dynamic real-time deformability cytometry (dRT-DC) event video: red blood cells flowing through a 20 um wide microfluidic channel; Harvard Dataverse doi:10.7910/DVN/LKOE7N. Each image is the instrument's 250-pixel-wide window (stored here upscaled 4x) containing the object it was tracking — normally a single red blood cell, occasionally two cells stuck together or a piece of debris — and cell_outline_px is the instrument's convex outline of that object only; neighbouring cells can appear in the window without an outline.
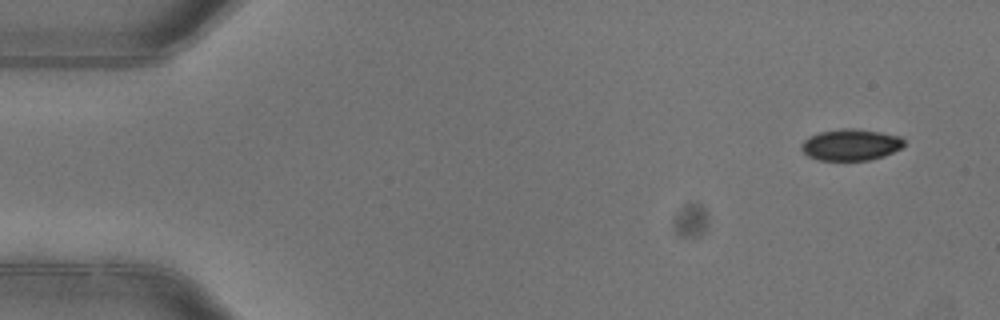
{"species": "common noctule bat (a hibernating species)", "species_latin": "Nyctalus noctula", "temperature_condition": "warm", "stored_images_in_passage": 3, "camera_frame_rate_fps": 3000, "um_per_image_px": 0.085, "animal": {"sex": "female"}, "frame": {"image": 1, "passage_image": 1, "time_ms": 0.0, "image_size_px": [1000, 320], "cell_outline_px": [[904, 144], [900, 148], [884, 156], [868, 160], [820, 160], [808, 156], [800, 148], [800, 144], [808, 136], [820, 132], [840, 128], [852, 128], [880, 132], [900, 136], [904, 140]], "centroid_in_image_um": [72.28, 12.3], "position_along_channel_um": 12.7, "area_um2": 18.79}}
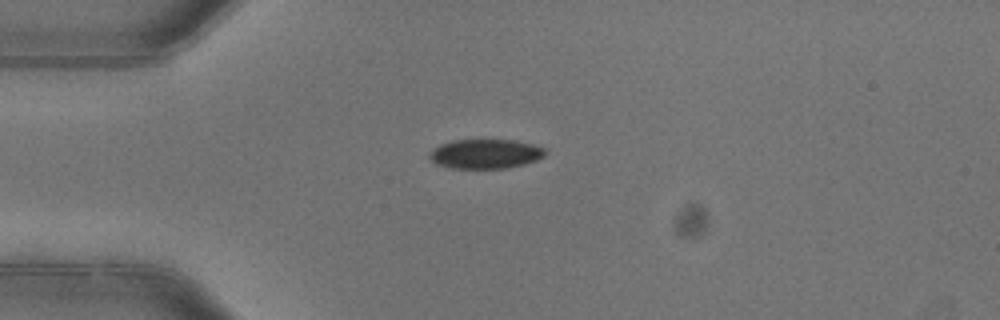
{"frame": {"image": 2, "passage_image": 3, "time_ms": 0.667, "image_size_px": [1000, 320], "cell_outline_px": [[548, 152], [544, 156], [536, 160], [524, 164], [504, 168], [448, 168], [436, 164], [428, 156], [440, 144], [452, 140], [516, 140], [532, 144], [544, 148]], "centroid_in_image_um": [41.28, 13.08], "position_along_channel_um": 43.7, "area_um2": 19.77}}